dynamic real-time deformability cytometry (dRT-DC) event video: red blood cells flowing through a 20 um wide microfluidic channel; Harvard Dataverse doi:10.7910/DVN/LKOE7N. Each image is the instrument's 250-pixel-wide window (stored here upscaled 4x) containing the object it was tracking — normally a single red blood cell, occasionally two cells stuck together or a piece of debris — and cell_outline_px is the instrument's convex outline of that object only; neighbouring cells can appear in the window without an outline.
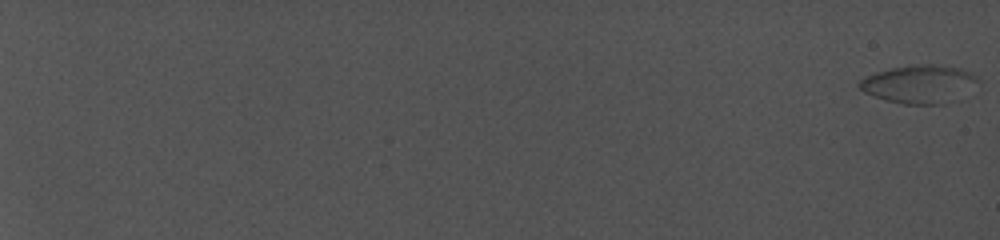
{"species": "common noctule bat (a hibernating species)", "species_latin": "Nyctalus noctula", "temperature_condition": "cold", "stored_images_in_passage": 33, "camera_frame_rate_fps": 5000, "um_per_image_px": 0.085, "animal": {"sex": "female", "body_mass_g": 19.0, "forearm_length_mm": 56.7}, "frame": {"image": 1, "passage_image": 1, "time_ms": 0.0, "image_size_px": [1000, 240], "cell_outline_px": [[980, 80], [940, 104], [904, 104], [888, 100], [864, 92], [856, 84], [864, 76], [876, 72], [892, 68], [912, 64], [936, 64], [960, 68], [972, 72]], "centroid_in_image_um": [78.03, 7.1], "position_along_channel_um": 7.0, "area_um2": 25.49}}
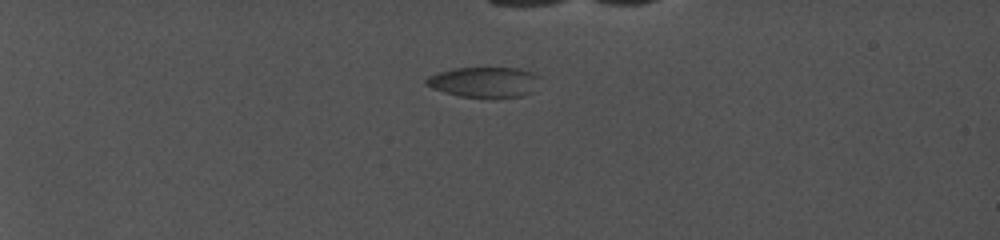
{"frame": {"image": 2, "passage_image": 17, "time_ms": 7.2, "image_size_px": [1000, 240], "cell_outline_px": [[540, 76], [532, 92], [520, 96], [460, 96], [444, 92], [432, 88], [424, 84], [424, 80], [428, 76], [452, 68], [520, 68], [532, 72]], "centroid_in_image_um": [41.13, 6.95], "position_along_channel_um": 43.9, "area_um2": 19.77}}